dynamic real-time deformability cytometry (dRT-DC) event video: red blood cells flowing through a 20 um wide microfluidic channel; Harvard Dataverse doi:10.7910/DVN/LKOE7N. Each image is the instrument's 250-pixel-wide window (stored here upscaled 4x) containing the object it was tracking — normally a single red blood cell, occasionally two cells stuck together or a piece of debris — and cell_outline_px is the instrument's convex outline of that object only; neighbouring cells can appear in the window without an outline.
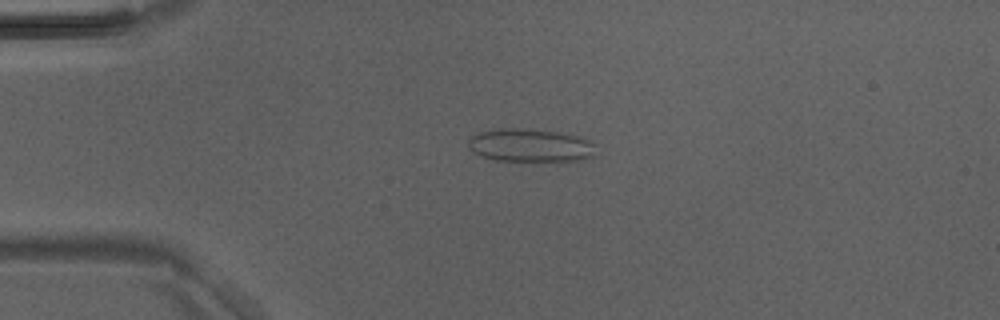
{"species": "Egyptian fruit bat (a non-hibernating species)", "species_latin": "Rousettus aegyptiacus", "temperature_condition": "room temperature", "stored_images_in_passage": 2, "camera_frame_rate_fps": 3000, "um_per_image_px": 0.085, "animal": {"sex": "male"}, "frame": {"image": 1, "passage_image": 2, "time_ms": 0.333, "image_size_px": [1000, 320], "cell_outline_px": [[596, 156], [584, 160], [492, 160], [472, 152], [468, 144], [468, 140], [472, 136], [480, 132], [500, 128], [520, 128], [556, 132], [580, 136], [588, 140], [592, 144]], "centroid_in_image_um": [45.06, 12.35], "position_along_channel_um": 39.9, "area_um2": 24.39}}